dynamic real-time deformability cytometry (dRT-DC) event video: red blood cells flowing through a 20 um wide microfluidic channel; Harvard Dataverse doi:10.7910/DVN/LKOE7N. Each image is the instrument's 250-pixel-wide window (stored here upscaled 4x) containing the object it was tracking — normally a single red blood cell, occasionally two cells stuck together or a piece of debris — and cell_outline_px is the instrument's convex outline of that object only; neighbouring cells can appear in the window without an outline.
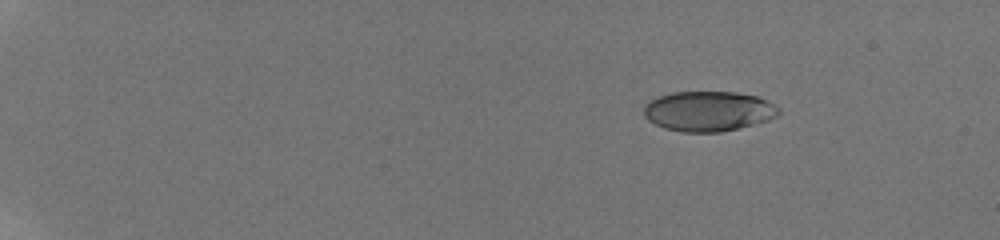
{"species": "human", "species_latin": "Homo sapiens", "temperature_condition": "room temperature", "stored_images_in_passage": 10, "camera_frame_rate_fps": 3000, "um_per_image_px": 0.085, "donor": {"sex": "male"}, "frame": {"image": 1, "passage_image": 4, "time_ms": 3.0, "image_size_px": [1000, 240], "cell_outline_px": [[780, 112], [776, 116], [768, 120], [720, 132], [680, 132], [664, 128], [648, 120], [644, 116], [644, 104], [648, 100], [672, 92], [736, 92], [756, 96], [768, 100], [780, 108]], "centroid_in_image_um": [60.19, 9.44], "position_along_channel_um": 24.8, "area_um2": 31.5}}
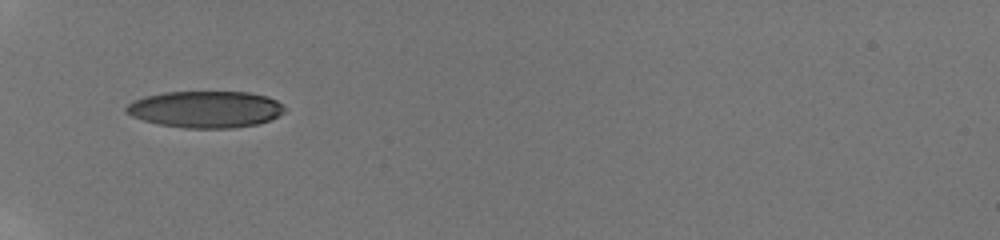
{"frame": {"image": 2, "passage_image": 9, "time_ms": 7.667, "image_size_px": [1000, 240], "cell_outline_px": [[288, 108], [284, 112], [268, 120], [256, 124], [232, 128], [184, 128], [160, 124], [144, 120], [132, 116], [124, 112], [124, 108], [132, 100], [144, 96], [164, 92], [248, 92], [268, 96], [276, 100]], "centroid_in_image_um": [17.45, 9.28], "position_along_channel_um": 67.5, "area_um2": 33.99}}